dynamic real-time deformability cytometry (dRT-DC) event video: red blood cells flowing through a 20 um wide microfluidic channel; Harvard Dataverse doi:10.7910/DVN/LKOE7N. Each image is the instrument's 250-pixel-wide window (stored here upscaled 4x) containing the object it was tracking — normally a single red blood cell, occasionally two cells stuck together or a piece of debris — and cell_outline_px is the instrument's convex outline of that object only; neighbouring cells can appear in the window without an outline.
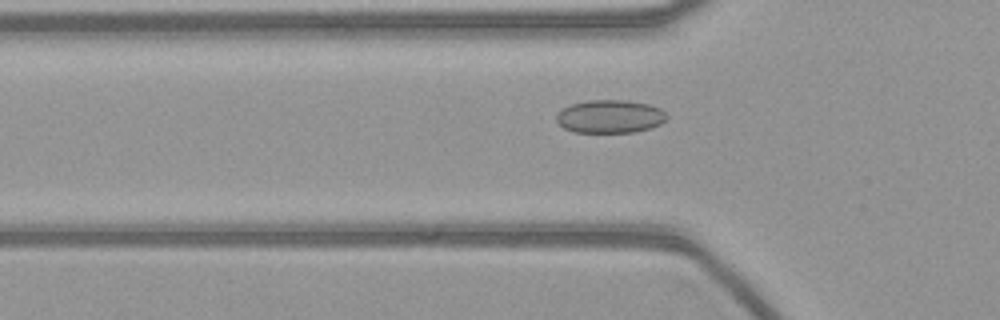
{"species": "common noctule bat (a hibernating species)", "species_latin": "Nyctalus noctula", "temperature_condition": "warm", "stored_images_in_passage": 55, "camera_frame_rate_fps": 3000, "um_per_image_px": 0.085, "animal": {"sex": "female", "body_mass_g": 21.9}, "frame": {"image": 1, "passage_image": 18, "time_ms": 5.667, "image_size_px": [1000, 320], "cell_outline_px": [[668, 116], [660, 124], [652, 128], [636, 132], [572, 132], [564, 128], [556, 120], [556, 112], [572, 104], [588, 100], [624, 100], [648, 104], [660, 108]], "centroid_in_image_um": [51.84, 9.9], "position_along_channel_um": 74.0, "area_um2": 21.33}}
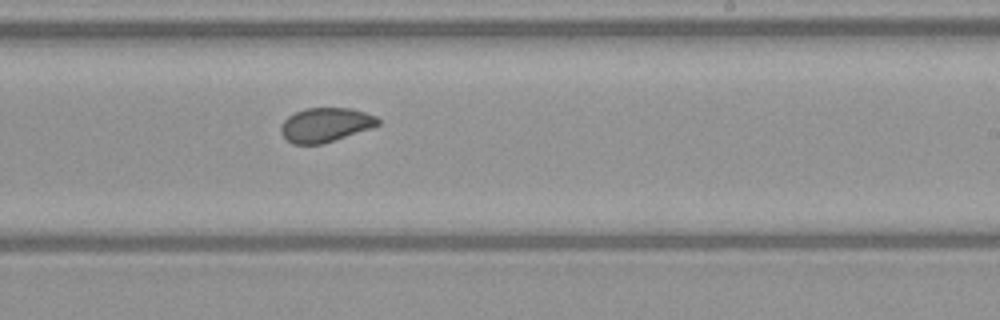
{"frame": {"image": 2, "passage_image": 33, "time_ms": 10.667, "image_size_px": [1000, 320], "cell_outline_px": [[380, 124], [324, 144], [292, 144], [280, 132], [280, 128], [284, 120], [288, 116], [304, 108], [352, 108], [376, 116], [380, 120]], "centroid_in_image_um": [27.65, 10.61], "position_along_channel_um": 261.4, "area_um2": 19.25}}
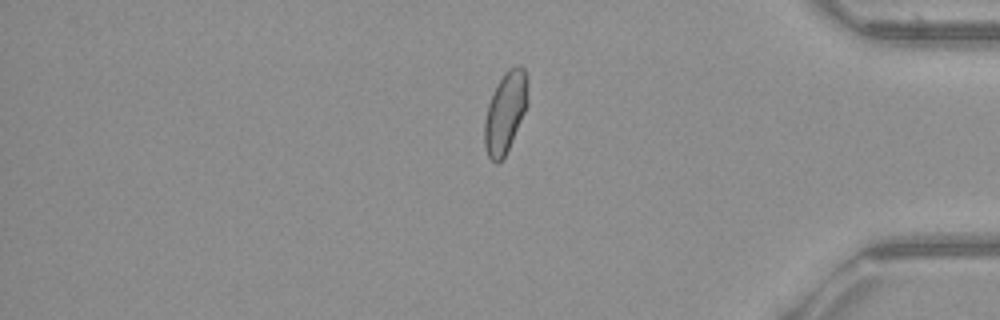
{"frame": {"image": 3, "passage_image": 46, "time_ms": 15.0, "image_size_px": [1000, 320], "cell_outline_px": [[528, 104], [512, 140], [504, 156], [496, 164], [488, 156], [484, 144], [484, 120], [488, 104], [496, 84], [504, 72], [508, 68], [516, 64], [520, 64], [524, 68], [528, 80]], "centroid_in_image_um": [42.96, 9.47], "position_along_channel_um": 392.2, "area_um2": 20.58}}